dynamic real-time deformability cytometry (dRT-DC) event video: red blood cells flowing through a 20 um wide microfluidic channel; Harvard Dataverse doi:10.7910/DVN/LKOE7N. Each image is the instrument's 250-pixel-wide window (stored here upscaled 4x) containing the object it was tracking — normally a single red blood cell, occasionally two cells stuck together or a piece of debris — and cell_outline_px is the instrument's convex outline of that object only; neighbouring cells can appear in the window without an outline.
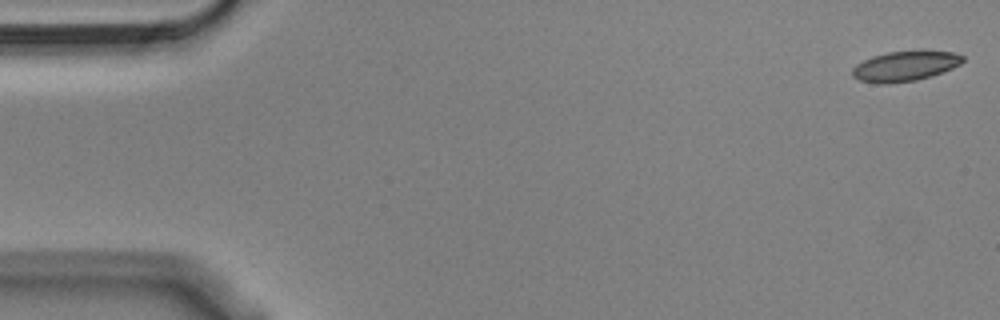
{"species": "Egyptian fruit bat (a non-hibernating species)", "species_latin": "Rousettus aegyptiacus", "temperature_condition": "cold", "stored_images_in_passage": 55, "camera_frame_rate_fps": 3000, "um_per_image_px": 0.085, "animal": {"sex": "male"}, "frame": {"image": 1, "passage_image": 1, "time_ms": 0.0, "image_size_px": [1000, 320], "cell_outline_px": [[964, 60], [960, 64], [944, 72], [932, 76], [916, 80], [888, 84], [876, 84], [860, 80], [852, 76], [852, 68], [856, 64], [872, 56], [888, 52], [920, 48], [924, 48], [952, 52], [964, 56]], "centroid_in_image_um": [76.96, 5.58], "position_along_channel_um": 8.0, "area_um2": 20.11}}
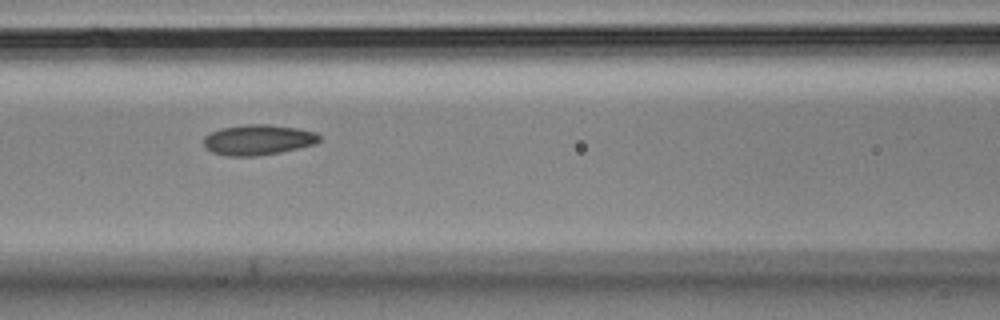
{"frame": {"image": 2, "passage_image": 23, "time_ms": 7.333, "image_size_px": [1000, 320], "cell_outline_px": [[320, 140], [316, 144], [280, 152], [256, 156], [228, 156], [212, 152], [204, 148], [204, 136], [220, 128], [244, 124], [268, 124], [296, 128], [316, 132], [320, 136]], "centroid_in_image_um": [21.92, 11.88], "position_along_channel_um": 144.7, "area_um2": 20.58}}
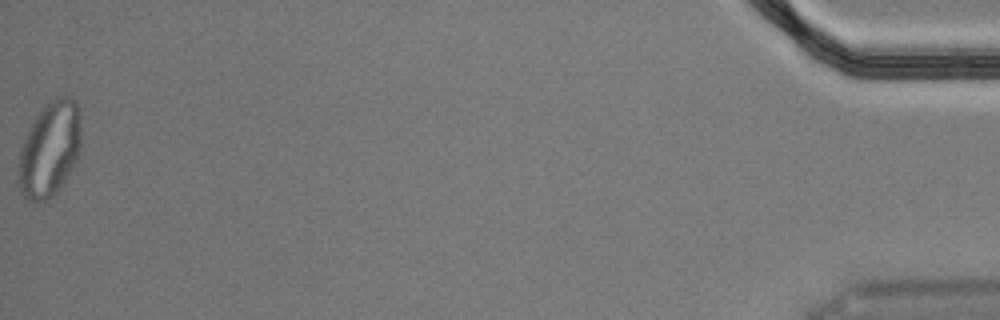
{"frame": {"image": 3, "passage_image": 55, "time_ms": 18.0, "image_size_px": [1000, 320], "cell_outline_px": [[80, 152], [76, 164], [60, 188], [52, 196], [44, 200], [24, 200], [16, 184], [16, 168], [20, 148], [24, 136], [36, 116], [44, 104], [56, 96], [64, 92], [76, 100], [80, 108]], "centroid_in_image_um": [4.2, 12.66], "position_along_channel_um": 431.0, "area_um2": 36.07}, "authors_computed_cell_mechanics": {"area_um2": 20.2878, "velocity_mm_per_s": 3.6236, "shape_relaxation_time_tau1_ms": null, "shape_relaxation_time_tau2_ms": 3.1639, "deformation_change_tau1": null, "deformation_change_tau2": 0.0876}}